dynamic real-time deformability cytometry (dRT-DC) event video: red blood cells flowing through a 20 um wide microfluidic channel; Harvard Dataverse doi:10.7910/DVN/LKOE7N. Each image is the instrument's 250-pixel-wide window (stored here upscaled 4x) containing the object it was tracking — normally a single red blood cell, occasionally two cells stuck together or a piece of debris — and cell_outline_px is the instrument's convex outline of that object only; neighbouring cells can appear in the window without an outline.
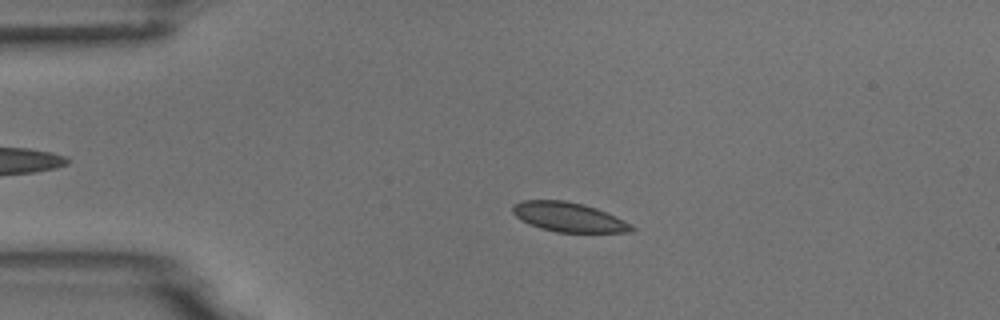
{"species": "common noctule bat (a hibernating species)", "species_latin": "Nyctalus noctula", "temperature_condition": "room temperature", "stored_images_in_passage": 55, "camera_frame_rate_fps": 3000, "um_per_image_px": 0.085, "animal": {"sex": "male", "body_mass_g": 18.8}, "frame": {"image": 1, "passage_image": 12, "time_ms": 3.667, "image_size_px": [1000, 320], "cell_outline_px": [[636, 228], [632, 232], [556, 232], [540, 228], [528, 224], [520, 220], [512, 212], [512, 204], [520, 200], [564, 200], [584, 204], [596, 208], [616, 216], [632, 224]], "centroid_in_image_um": [48.32, 18.45], "position_along_channel_um": 36.7, "area_um2": 20.63}}
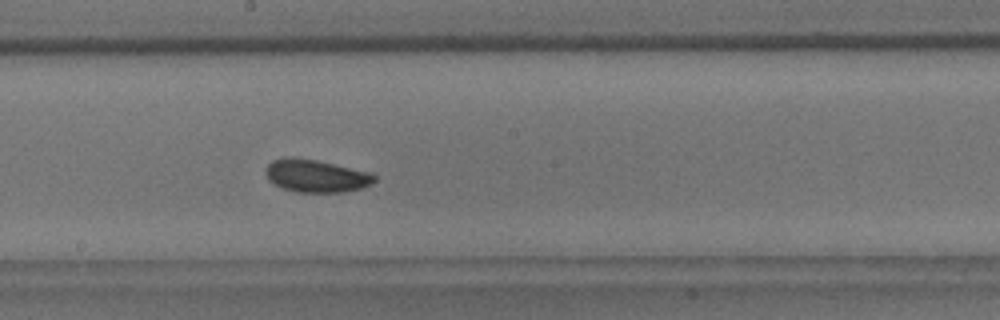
{"frame": {"image": 2, "passage_image": 30, "time_ms": 9.667, "image_size_px": [1000, 320], "cell_outline_px": [[376, 180], [372, 184], [360, 188], [344, 192], [296, 192], [284, 188], [268, 180], [268, 164], [272, 160], [316, 160], [372, 172], [376, 176]], "centroid_in_image_um": [26.99, 14.99], "position_along_channel_um": 221.2, "area_um2": 19.94}}
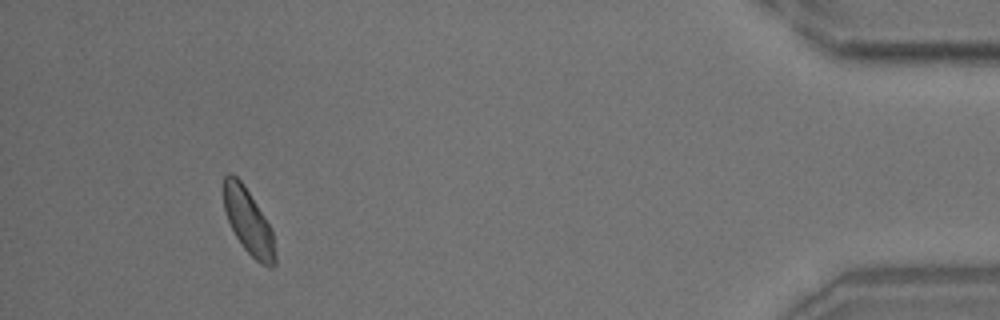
{"frame": {"image": 3, "passage_image": 51, "time_ms": 16.667, "image_size_px": [1000, 320], "cell_outline_px": [[276, 264], [272, 268], [268, 268], [260, 264], [244, 248], [236, 236], [228, 220], [224, 208], [224, 176], [228, 172], [232, 172], [244, 184], [272, 228], [276, 256]], "centroid_in_image_um": [21.14, 18.85], "position_along_channel_um": 414.1, "area_um2": 19.65}, "authors_computed_cell_mechanics": {"area_um2": 20.0566, "velocity_mm_per_s": 3.675, "shape_relaxation_time_tau1_ms": 2.8074, "shape_relaxation_time_tau2_ms": null, "deformation_change_tau1": 0.0659, "deformation_change_tau2": null}}